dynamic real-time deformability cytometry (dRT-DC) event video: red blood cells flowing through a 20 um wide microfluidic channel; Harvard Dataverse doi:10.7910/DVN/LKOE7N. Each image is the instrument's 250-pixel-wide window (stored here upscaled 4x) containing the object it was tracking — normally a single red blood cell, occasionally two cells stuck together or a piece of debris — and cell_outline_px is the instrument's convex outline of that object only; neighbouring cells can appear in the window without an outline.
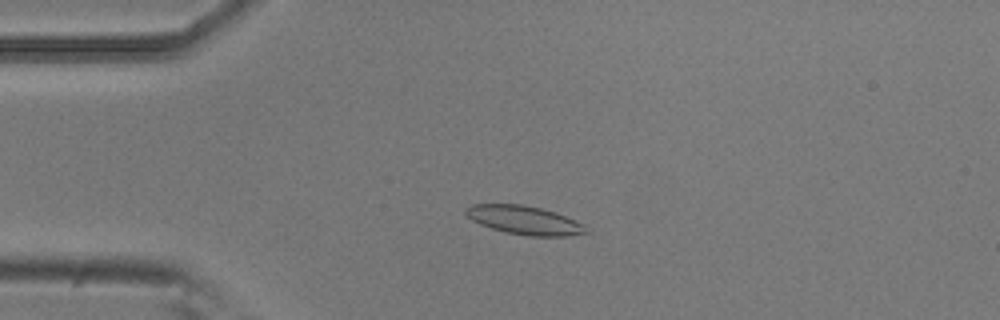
{"species": "common noctule bat (a hibernating species)", "species_latin": "Nyctalus noctula", "temperature_condition": "room temperature", "stored_images_in_passage": 27, "camera_frame_rate_fps": 3000, "um_per_image_px": 0.085, "animal": {"sex": "male", "body_mass_g": 20.5, "forearm_length_mm": 52.5}, "frame": {"image": 1, "passage_image": 13, "time_ms": 4.0, "image_size_px": [1000, 320], "cell_outline_px": [[592, 232], [568, 236], [528, 236], [504, 232], [480, 224], [472, 220], [464, 212], [464, 208], [472, 204], [524, 204], [556, 212], [584, 224]], "centroid_in_image_um": [44.6, 18.71], "position_along_channel_um": 40.4, "area_um2": 20.29}}
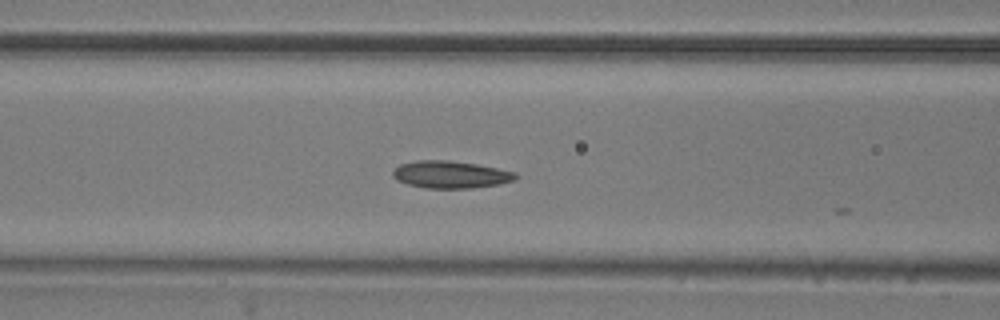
{"frame": {"image": 2, "passage_image": 22, "time_ms": 7.0, "image_size_px": [1000, 320], "cell_outline_px": [[520, 176], [516, 180], [500, 184], [472, 188], [424, 188], [408, 184], [396, 180], [392, 176], [392, 172], [400, 164], [416, 160], [448, 160], [476, 164], [516, 172]], "centroid_in_image_um": [38.32, 14.84], "position_along_channel_um": 128.3, "area_um2": 19.65}}
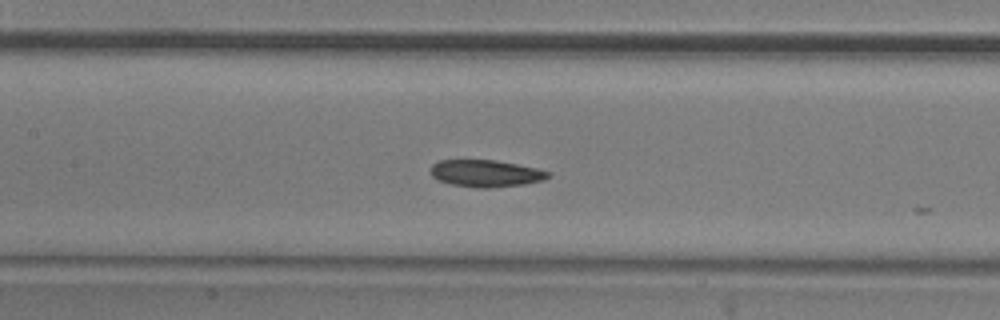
{"frame": {"image": 3, "passage_image": 25, "time_ms": 8.0, "image_size_px": [1000, 320], "cell_outline_px": [[552, 176], [544, 180], [524, 184], [492, 188], [476, 188], [452, 184], [436, 180], [428, 172], [428, 168], [432, 164], [440, 160], [496, 160], [536, 168], [552, 172]], "centroid_in_image_um": [41.27, 14.74], "position_along_channel_um": 166.1, "area_um2": 18.84}}